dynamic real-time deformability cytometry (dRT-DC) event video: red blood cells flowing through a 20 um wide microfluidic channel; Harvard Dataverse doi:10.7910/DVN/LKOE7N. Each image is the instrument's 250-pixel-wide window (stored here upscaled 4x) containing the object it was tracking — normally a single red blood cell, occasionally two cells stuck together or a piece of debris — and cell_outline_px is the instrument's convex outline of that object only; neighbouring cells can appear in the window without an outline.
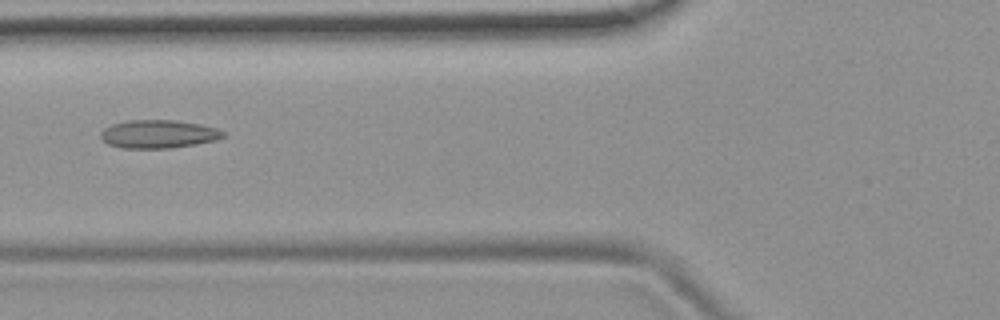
{"species": "common noctule bat (a hibernating species)", "species_latin": "Nyctalus noctula", "temperature_condition": "room temperature", "stored_images_in_passage": 8, "camera_frame_rate_fps": 3000, "um_per_image_px": 0.085, "animal": {"sex": "female", "body_mass_g": 19.9}, "frame": {"image": 1, "passage_image": 6, "time_ms": 6.0, "image_size_px": [1000, 320], "cell_outline_px": [[224, 136], [216, 140], [196, 144], [172, 148], [120, 148], [108, 144], [100, 136], [100, 132], [104, 128], [112, 124], [128, 120], [172, 120], [200, 124], [216, 128], [224, 132]], "centroid_in_image_um": [13.44, 11.4], "position_along_channel_um": 112.4, "area_um2": 20.11}}
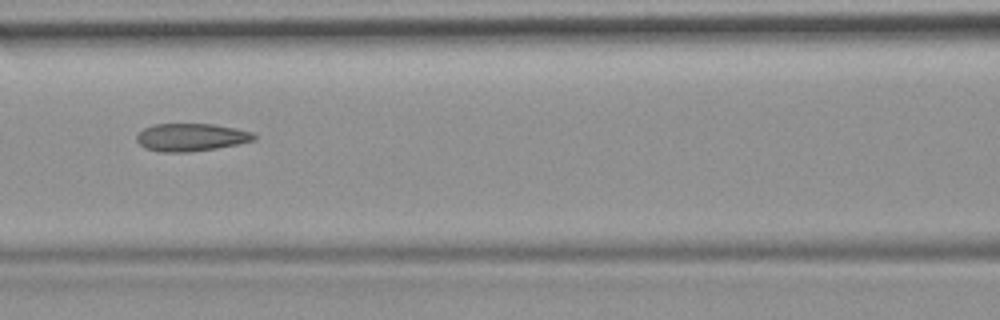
{"frame": {"image": 2, "passage_image": 7, "time_ms": 7.0, "image_size_px": [1000, 320], "cell_outline_px": [[256, 136], [252, 140], [236, 144], [216, 148], [188, 152], [160, 152], [144, 148], [136, 140], [136, 136], [144, 128], [156, 124], [212, 124], [236, 128], [252, 132]], "centroid_in_image_um": [16.2, 11.67], "position_along_channel_um": 150.4, "area_um2": 18.79}}
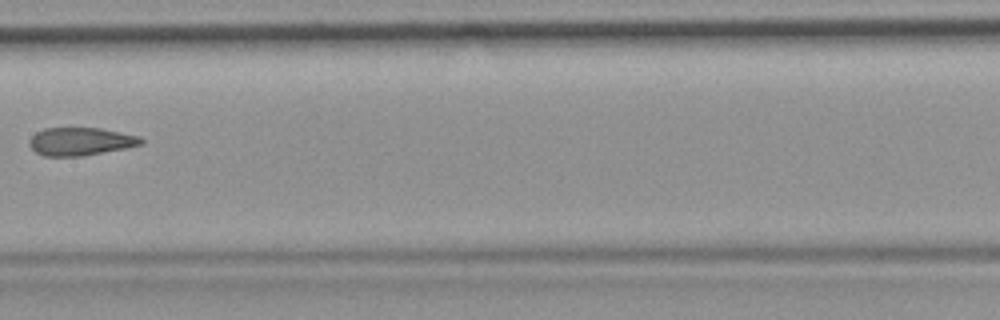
{"frame": {"image": 3, "passage_image": 8, "time_ms": 8.333, "image_size_px": [1000, 320], "cell_outline_px": [[144, 144], [128, 148], [80, 156], [44, 156], [36, 152], [28, 144], [28, 140], [36, 132], [44, 128], [100, 128], [140, 136], [144, 140]], "centroid_in_image_um": [6.86, 12.02], "position_along_channel_um": 200.5, "area_um2": 18.32}}